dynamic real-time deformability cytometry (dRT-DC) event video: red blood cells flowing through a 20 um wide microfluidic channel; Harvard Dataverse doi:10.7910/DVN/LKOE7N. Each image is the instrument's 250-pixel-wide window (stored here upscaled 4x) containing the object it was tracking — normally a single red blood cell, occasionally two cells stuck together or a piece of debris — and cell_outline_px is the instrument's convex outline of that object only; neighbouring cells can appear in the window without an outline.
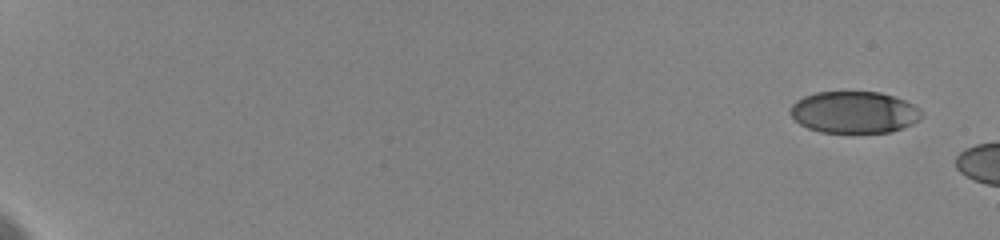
{"species": "human", "species_latin": "Homo sapiens", "temperature_condition": "cold", "stored_images_in_passage": 9, "camera_frame_rate_fps": 3000, "um_per_image_px": 0.085, "donor": {"sex": "female"}, "frame": {"image": 1, "passage_image": 1, "time_ms": 0.0, "image_size_px": [1000, 240], "cell_outline_px": [[924, 116], [912, 124], [892, 132], [820, 132], [808, 128], [800, 124], [788, 112], [792, 104], [796, 100], [804, 96], [816, 92], [880, 92], [904, 100], [920, 108]], "centroid_in_image_um": [72.6, 9.54], "position_along_channel_um": 12.4, "area_um2": 32.02}}